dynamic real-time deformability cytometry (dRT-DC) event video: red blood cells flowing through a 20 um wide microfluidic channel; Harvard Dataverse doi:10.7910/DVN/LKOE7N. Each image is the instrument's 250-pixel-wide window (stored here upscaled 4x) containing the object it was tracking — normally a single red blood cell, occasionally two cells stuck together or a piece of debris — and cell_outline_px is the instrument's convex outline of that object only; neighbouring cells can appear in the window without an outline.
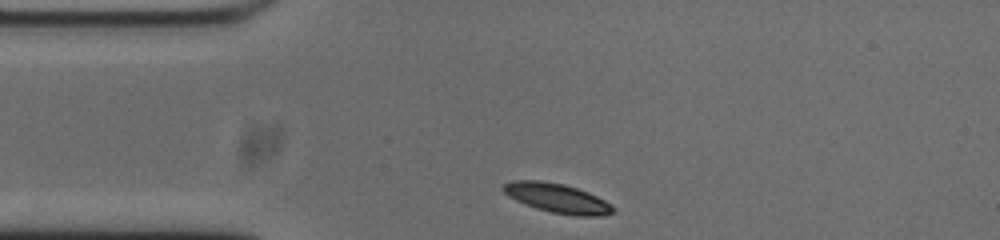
{"species": "common noctule bat (a hibernating species)", "species_latin": "Nyctalus noctula", "temperature_condition": "cold", "stored_images_in_passage": 33, "camera_frame_rate_fps": 3000, "um_per_image_px": 0.085, "animal": {"sex": "male", "body_mass_g": 20.0, "forearm_length_mm": 53.3}, "frame": {"image": 1, "passage_image": 1, "time_ms": 0.0, "image_size_px": [1000, 240], "cell_outline_px": [[616, 212], [604, 216], [576, 216], [552, 212], [536, 208], [524, 204], [508, 196], [500, 188], [504, 184], [512, 180], [540, 180], [564, 184], [588, 192], [612, 204], [616, 208]], "centroid_in_image_um": [47.39, 16.85], "position_along_channel_um": 37.6, "area_um2": 18.96}}
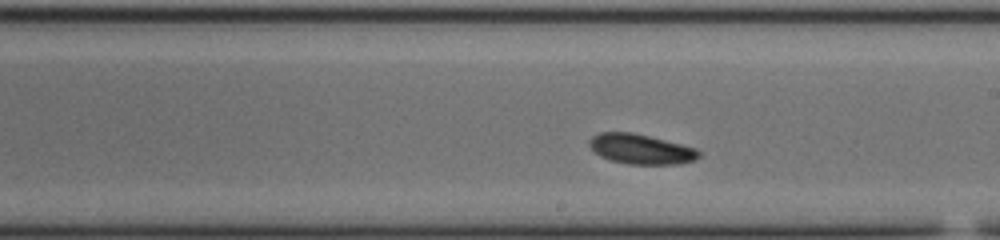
{"frame": {"image": 2, "passage_image": 19, "time_ms": 6.0, "image_size_px": [1000, 240], "cell_outline_px": [[700, 156], [696, 160], [676, 164], [628, 164], [608, 160], [600, 156], [588, 144], [588, 140], [592, 136], [600, 132], [632, 132], [696, 148], [700, 152]], "centroid_in_image_um": [54.45, 12.68], "position_along_channel_um": 234.5, "area_um2": 19.07}}
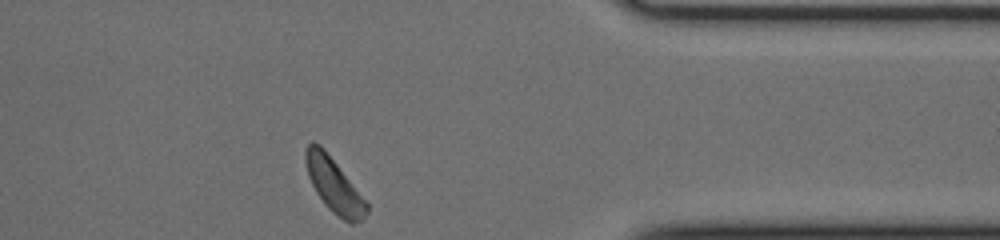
{"frame": {"image": 3, "passage_image": 33, "time_ms": 10.667, "image_size_px": [1000, 240], "cell_outline_px": [[368, 212], [360, 220], [352, 224], [348, 224], [336, 216], [324, 204], [316, 192], [308, 176], [304, 160], [304, 152], [308, 144], [312, 140], [320, 144], [324, 148], [368, 204]], "centroid_in_image_um": [28.36, 15.74], "position_along_channel_um": 383.0, "area_um2": 19.25}, "authors_computed_cell_mechanics": {"area_um2": 19.074, "velocity_mm_per_s": 3.6521, "shape_relaxation_time_tau1_ms": 2.6007, "shape_relaxation_time_tau2_ms": null, "deformation_change_tau1": 0.088, "deformation_change_tau2": null}}